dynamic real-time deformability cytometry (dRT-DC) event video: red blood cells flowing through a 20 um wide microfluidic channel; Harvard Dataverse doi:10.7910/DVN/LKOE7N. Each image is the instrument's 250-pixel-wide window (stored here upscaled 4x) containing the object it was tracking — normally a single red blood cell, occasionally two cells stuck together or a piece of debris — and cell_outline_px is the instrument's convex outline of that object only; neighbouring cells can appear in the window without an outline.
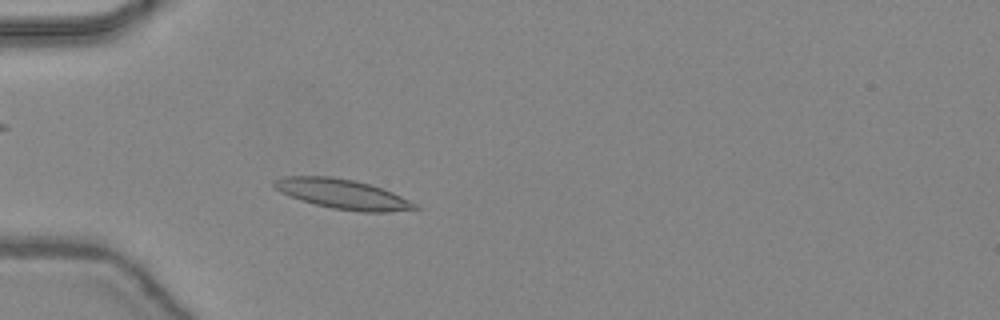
{"species": "common noctule bat (a hibernating species)", "species_latin": "Nyctalus noctula", "temperature_condition": "warm", "stored_images_in_passage": 43, "camera_frame_rate_fps": 3000, "um_per_image_px": 0.085, "animal": {"sex": "female", "body_mass_g": 24.6, "forearm_length_mm": 56.2}, "frame": {"image": 1, "passage_image": 11, "time_ms": 3.333, "image_size_px": [1000, 320], "cell_outline_px": [[424, 208], [388, 212], [360, 212], [332, 208], [300, 200], [280, 192], [272, 184], [272, 180], [280, 176], [332, 176], [356, 180], [372, 184], [392, 192], [420, 204]], "centroid_in_image_um": [29.16, 16.49], "position_along_channel_um": 55.8, "area_um2": 24.85}}
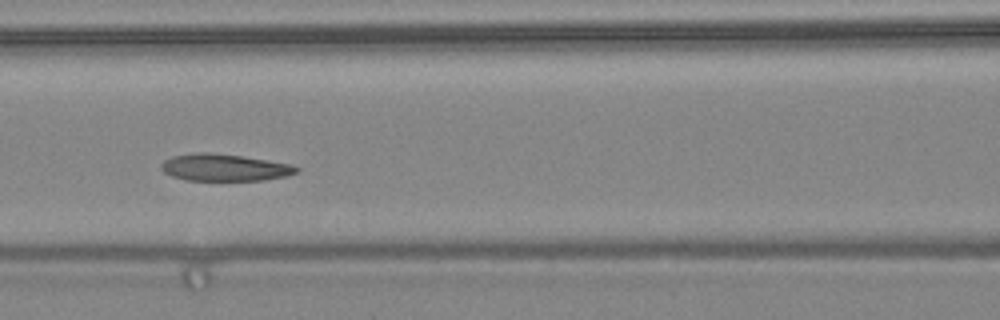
{"frame": {"image": 2, "passage_image": 18, "time_ms": 5.667, "image_size_px": [1000, 320], "cell_outline_px": [[300, 172], [288, 176], [264, 180], [188, 180], [172, 176], [164, 172], [160, 168], [160, 164], [164, 160], [172, 156], [200, 152], [208, 152], [240, 156], [292, 164], [300, 168]], "centroid_in_image_um": [19.11, 14.24], "position_along_channel_um": 147.5, "area_um2": 21.27}}
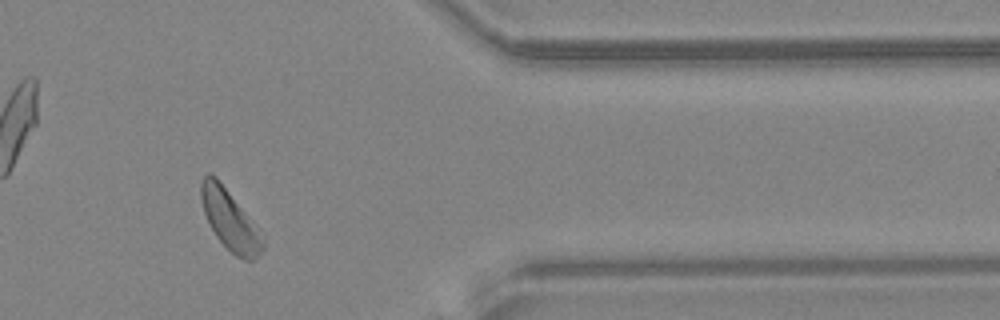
{"frame": {"image": 3, "passage_image": 36, "time_ms": 11.667, "image_size_px": [1000, 320], "cell_outline_px": [[264, 248], [252, 260], [244, 260], [236, 256], [216, 236], [204, 212], [200, 196], [200, 180], [208, 172], [216, 176], [244, 212], [264, 244]], "centroid_in_image_um": [19.45, 18.66], "position_along_channel_um": 391.9, "area_um2": 20.4}, "authors_computed_cell_mechanics": {"area_um2": 21.8484, "velocity_mm_per_s": 4.38, "shape_relaxation_time_tau1_ms": 3.3629, "shape_relaxation_time_tau2_ms": 2.609, "deformation_change_tau1": 0.1276, "deformation_change_tau2": 0.0994}}